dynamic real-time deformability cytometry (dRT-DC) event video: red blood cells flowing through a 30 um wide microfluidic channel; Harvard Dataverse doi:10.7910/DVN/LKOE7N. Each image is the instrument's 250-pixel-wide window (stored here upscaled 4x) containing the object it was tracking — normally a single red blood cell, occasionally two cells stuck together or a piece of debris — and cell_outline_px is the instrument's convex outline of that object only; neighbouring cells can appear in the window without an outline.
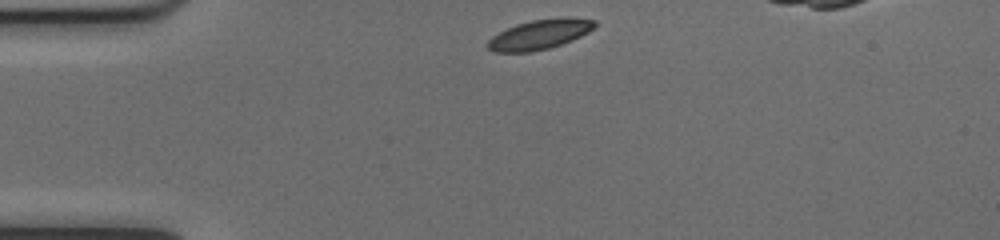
{"species": "common noctule bat (a hibernating species)", "species_latin": "Nyctalus noctula", "temperature_condition": "cold", "stored_images_in_passage": 36, "camera_frame_rate_fps": 3000, "um_per_image_px": 0.085, "animal": {"sex": "female", "body_mass_g": 17.0, "forearm_length_mm": 48.0}, "frame": {"image": 1, "passage_image": 1, "time_ms": 0.0, "image_size_px": [1000, 240], "cell_outline_px": [[596, 24], [588, 32], [572, 40], [548, 48], [532, 52], [496, 52], [488, 48], [488, 40], [492, 36], [516, 24], [532, 20], [568, 16], [596, 20]], "centroid_in_image_um": [45.89, 2.91], "position_along_channel_um": 39.1, "area_um2": 18.44}}
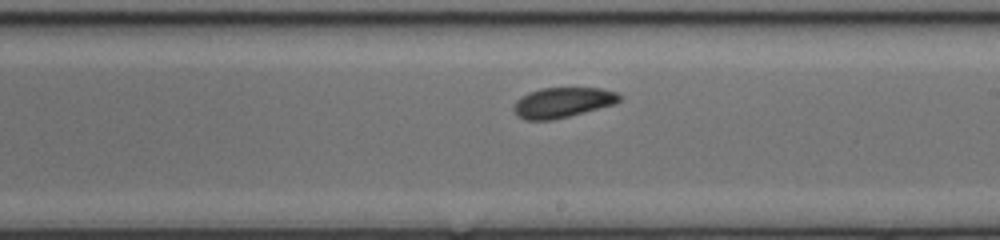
{"frame": {"image": 2, "passage_image": 19, "time_ms": 6.0, "image_size_px": [1000, 240], "cell_outline_px": [[624, 96], [616, 104], [552, 120], [524, 120], [516, 116], [512, 108], [512, 104], [516, 100], [528, 92], [540, 88], [600, 88], [616, 92]], "centroid_in_image_um": [47.79, 8.71], "position_along_channel_um": 241.2, "area_um2": 18.84}}
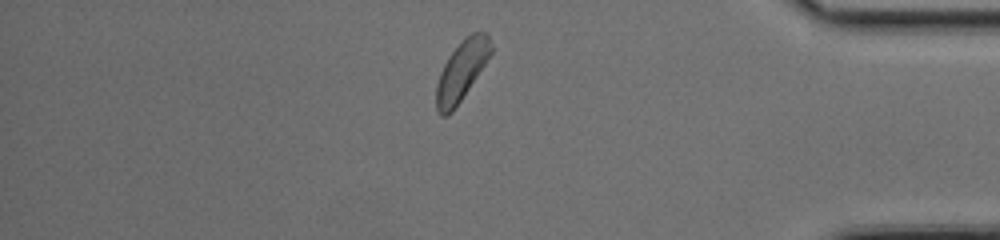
{"frame": {"image": 3, "passage_image": 33, "time_ms": 10.667, "image_size_px": [1000, 240], "cell_outline_px": [[492, 52], [452, 112], [448, 116], [440, 116], [436, 108], [436, 84], [440, 72], [448, 56], [460, 40], [472, 32], [484, 32], [488, 36], [492, 48]], "centroid_in_image_um": [39.2, 6.0], "position_along_channel_um": 396.0, "area_um2": 18.73}}